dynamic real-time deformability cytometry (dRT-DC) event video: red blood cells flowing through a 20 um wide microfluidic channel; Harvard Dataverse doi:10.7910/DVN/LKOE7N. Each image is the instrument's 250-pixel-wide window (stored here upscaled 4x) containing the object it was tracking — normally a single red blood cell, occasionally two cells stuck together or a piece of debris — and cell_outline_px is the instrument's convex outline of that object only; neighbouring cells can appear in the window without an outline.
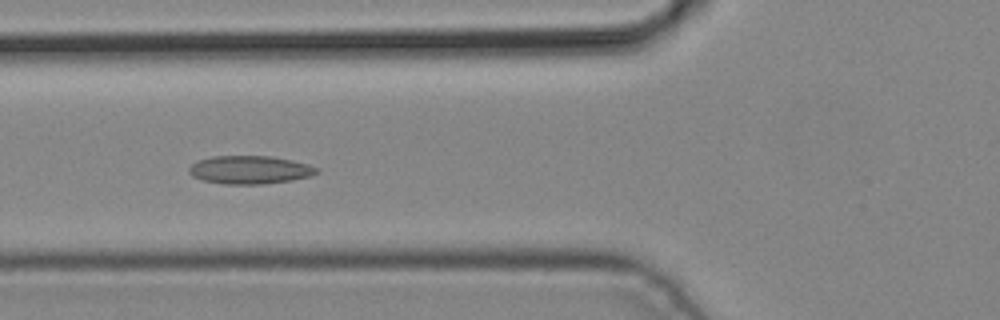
{"species": "common noctule bat (a hibernating species)", "species_latin": "Nyctalus noctula", "temperature_condition": "cold", "stored_images_in_passage": 5, "camera_frame_rate_fps": 3000, "um_per_image_px": 0.085, "animal": {"sex": "male", "body_mass_g": 19.2, "forearm_length_mm": 51.8}, "frame": {"image": 1, "passage_image": 5, "time_ms": 1.333, "image_size_px": [1000, 320], "cell_outline_px": [[320, 172], [308, 176], [292, 180], [260, 184], [224, 184], [204, 180], [192, 176], [188, 172], [188, 168], [192, 164], [200, 160], [212, 156], [272, 156], [292, 160], [308, 164], [320, 168]], "centroid_in_image_um": [21.25, 14.43], "position_along_channel_um": 104.5, "area_um2": 20.92}}